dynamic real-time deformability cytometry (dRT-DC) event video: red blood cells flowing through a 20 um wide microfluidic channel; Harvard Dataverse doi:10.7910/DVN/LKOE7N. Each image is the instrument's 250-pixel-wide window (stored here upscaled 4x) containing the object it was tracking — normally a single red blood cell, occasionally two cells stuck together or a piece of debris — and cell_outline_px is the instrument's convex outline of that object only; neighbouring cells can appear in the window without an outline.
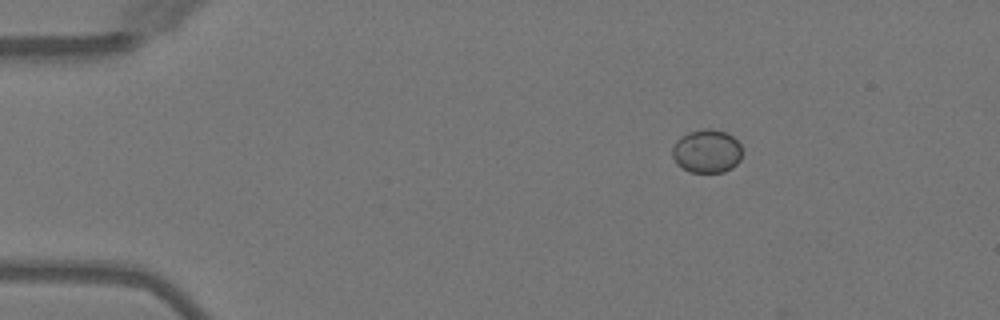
{"species": "Egyptian fruit bat (a non-hibernating species)", "species_latin": "Rousettus aegyptiacus", "temperature_condition": "warm", "stored_images_in_passage": 4, "camera_frame_rate_fps": 3000, "um_per_image_px": 0.085, "animal": {"sex": "female"}, "frame": {"image": 1, "passage_image": 1, "time_ms": 0.0, "image_size_px": [1000, 320], "cell_outline_px": [[740, 160], [732, 168], [724, 172], [688, 172], [680, 168], [676, 164], [672, 156], [672, 148], [676, 140], [680, 136], [688, 132], [704, 128], [712, 128], [724, 132], [732, 136], [740, 144]], "centroid_in_image_um": [60.03, 12.85], "position_along_channel_um": 25.0, "area_um2": 17.86}}
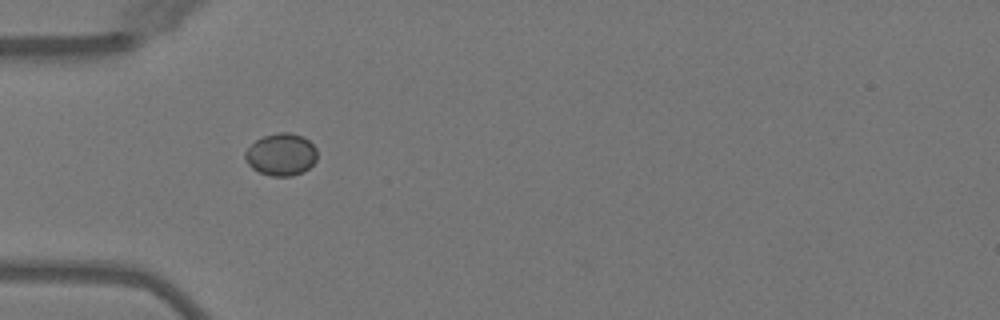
{"frame": {"image": 2, "passage_image": 3, "time_ms": 2.667, "image_size_px": [1000, 320], "cell_outline_px": [[316, 160], [308, 168], [292, 176], [272, 176], [260, 172], [252, 168], [248, 164], [244, 156], [244, 152], [256, 140], [264, 136], [276, 132], [288, 132], [304, 136], [316, 148]], "centroid_in_image_um": [23.89, 13.12], "position_along_channel_um": 61.1, "area_um2": 17.63}}
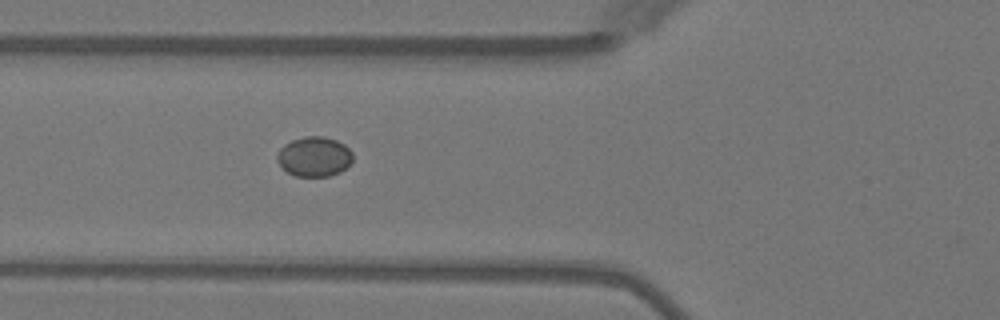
{"frame": {"image": 3, "passage_image": 4, "time_ms": 3.667, "image_size_px": [1000, 320], "cell_outline_px": [[352, 164], [348, 168], [340, 172], [328, 176], [296, 176], [288, 172], [276, 160], [276, 156], [280, 148], [284, 144], [292, 140], [304, 136], [324, 136], [336, 140], [344, 144], [352, 152]], "centroid_in_image_um": [26.73, 13.31], "position_along_channel_um": 99.1, "area_um2": 17.69}}